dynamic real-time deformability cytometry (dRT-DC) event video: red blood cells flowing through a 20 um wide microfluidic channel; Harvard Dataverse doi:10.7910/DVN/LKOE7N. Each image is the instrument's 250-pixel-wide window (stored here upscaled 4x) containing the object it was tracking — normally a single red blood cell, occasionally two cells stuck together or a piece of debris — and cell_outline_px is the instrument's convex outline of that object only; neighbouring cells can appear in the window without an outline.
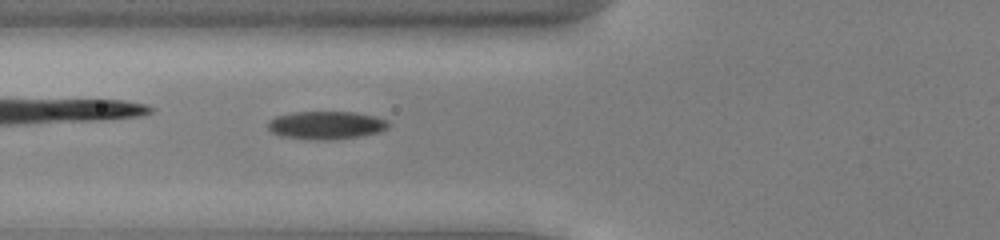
{"species": "common noctule bat (a hibernating species)", "species_latin": "Nyctalus noctula", "temperature_condition": "cold", "stored_images_in_passage": 53, "camera_frame_rate_fps": 3000, "um_per_image_px": 0.085, "animal": {"sex": "male", "body_mass_g": 13.0, "forearm_length_mm": 53.1}, "frame": {"image": 1, "passage_image": 21, "time_ms": 6.667, "image_size_px": [1000, 240], "cell_outline_px": [[388, 128], [380, 132], [364, 136], [332, 140], [324, 140], [280, 136], [272, 132], [268, 128], [268, 124], [276, 116], [296, 112], [352, 112], [372, 116], [388, 120]], "centroid_in_image_um": [27.76, 10.65], "position_along_channel_um": 98.0, "area_um2": 19.54}}
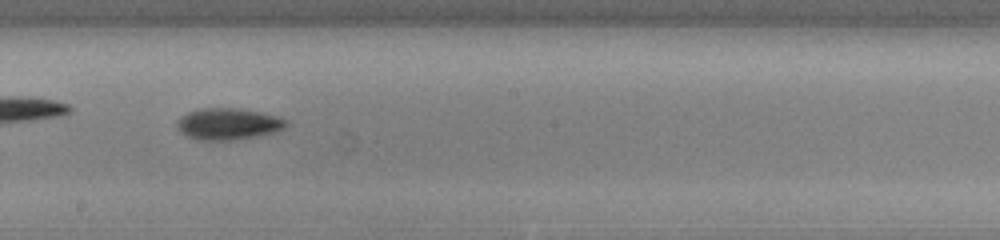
{"frame": {"image": 2, "passage_image": 31, "time_ms": 10.0, "image_size_px": [1000, 240], "cell_outline_px": [[288, 124], [280, 132], [232, 140], [196, 140], [180, 132], [176, 124], [188, 112], [204, 108], [232, 108], [260, 112], [276, 116], [288, 120]], "centroid_in_image_um": [19.45, 10.55], "position_along_channel_um": 228.8, "area_um2": 19.94}}
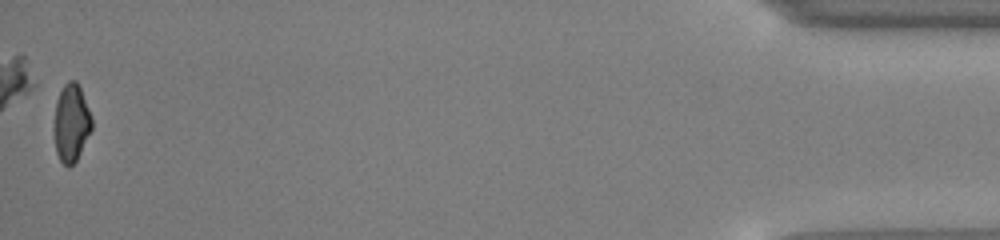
{"frame": {"image": 3, "passage_image": 53, "time_ms": 17.333, "image_size_px": [1000, 240], "cell_outline_px": [[92, 128], [76, 160], [68, 168], [60, 160], [56, 152], [52, 128], [56, 100], [64, 84], [68, 80], [76, 80], [80, 88], [92, 116]], "centroid_in_image_um": [6.03, 10.44], "position_along_channel_um": 429.2, "area_um2": 17.28}, "authors_computed_cell_mechanics": {"area_um2": 18.6694, "velocity_mm_per_s": 3.9178, "shape_relaxation_time_tau1_ms": 3.3748, "shape_relaxation_time_tau2_ms": null, "deformation_change_tau1": 0.1014, "deformation_change_tau2": null}}